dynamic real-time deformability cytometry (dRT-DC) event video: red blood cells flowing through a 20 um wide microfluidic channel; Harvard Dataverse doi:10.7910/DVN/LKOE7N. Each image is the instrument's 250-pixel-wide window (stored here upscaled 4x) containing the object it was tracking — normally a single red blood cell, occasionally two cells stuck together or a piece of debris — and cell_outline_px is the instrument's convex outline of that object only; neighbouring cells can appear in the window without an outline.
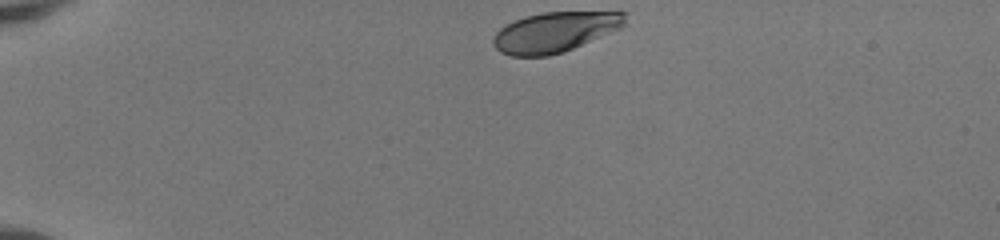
{"species": "human", "species_latin": "Homo sapiens", "temperature_condition": "room temperature", "stored_images_in_passage": 37, "camera_frame_rate_fps": 3000, "um_per_image_px": 0.085, "donor": {"sex": "female"}, "frame": {"image": 1, "passage_image": 1, "time_ms": 0.0, "image_size_px": [1000, 240], "cell_outline_px": [[628, 24], [620, 28], [564, 52], [548, 56], [512, 56], [500, 52], [492, 44], [492, 36], [504, 24], [524, 16], [544, 12], [628, 12]], "centroid_in_image_um": [47.16, 2.72], "position_along_channel_um": 37.8, "area_um2": 31.15}}
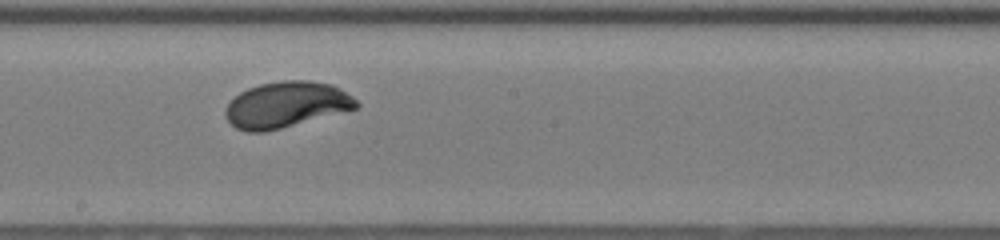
{"frame": {"image": 2, "passage_image": 20, "time_ms": 6.333, "image_size_px": [1000, 240], "cell_outline_px": [[360, 104], [356, 108], [280, 128], [264, 132], [248, 132], [236, 128], [224, 116], [224, 108], [240, 92], [248, 88], [260, 84], [284, 80], [308, 80], [332, 84], [352, 96]], "centroid_in_image_um": [24.29, 8.89], "position_along_channel_um": 223.9, "area_um2": 34.68}}
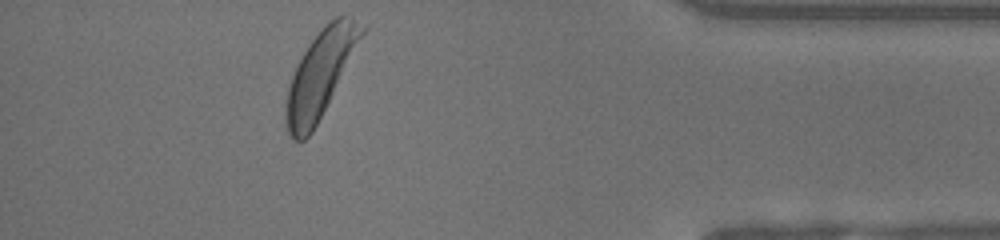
{"frame": {"image": 3, "passage_image": 36, "time_ms": 11.667, "image_size_px": [1000, 240], "cell_outline_px": [[368, 28], [312, 132], [304, 140], [292, 140], [288, 132], [284, 116], [284, 104], [288, 88], [292, 76], [308, 44], [328, 20], [336, 16], [352, 16]], "centroid_in_image_um": [27.23, 6.25], "position_along_channel_um": 408.0, "area_um2": 37.74}, "authors_computed_cell_mechanics": {"area_um2": 34.68, "velocity_mm_per_s": 4.0543, "shape_relaxation_time_tau1_ms": 2.6975, "shape_relaxation_time_tau2_ms": null, "deformation_change_tau1": 0.1712, "deformation_change_tau2": null}}